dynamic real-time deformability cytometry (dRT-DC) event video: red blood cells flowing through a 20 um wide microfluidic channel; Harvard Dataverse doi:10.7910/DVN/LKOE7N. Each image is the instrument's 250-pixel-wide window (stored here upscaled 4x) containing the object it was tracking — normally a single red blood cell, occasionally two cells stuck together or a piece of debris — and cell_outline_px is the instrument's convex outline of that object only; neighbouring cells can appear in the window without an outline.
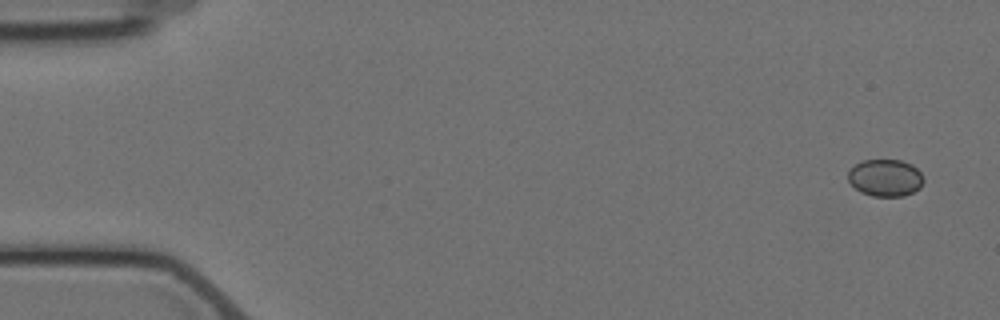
{"species": "Egyptian fruit bat (a non-hibernating species)", "species_latin": "Rousettus aegyptiacus", "temperature_condition": "cold", "stored_images_in_passage": 8, "camera_frame_rate_fps": 3000, "um_per_image_px": 0.085, "animal": {"sex": "female"}, "frame": {"image": 1, "passage_image": 1, "time_ms": 0.0, "image_size_px": [1000, 320], "cell_outline_px": [[924, 180], [920, 188], [904, 196], [872, 196], [860, 192], [848, 180], [848, 172], [856, 164], [864, 160], [900, 160], [912, 164], [924, 176]], "centroid_in_image_um": [75.28, 15.11], "position_along_channel_um": 9.7, "area_um2": 16.3}}
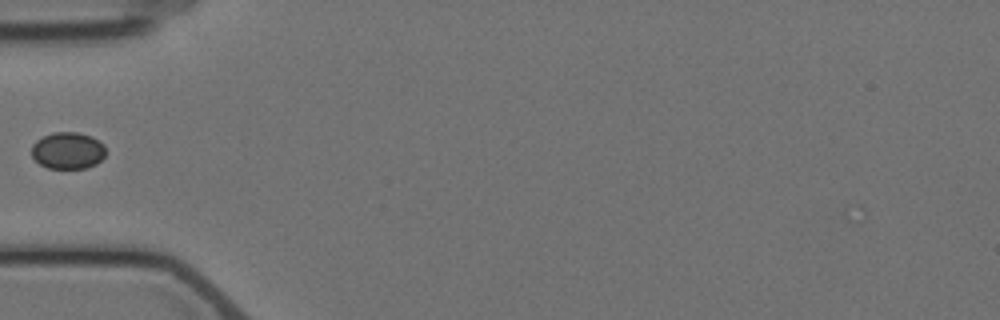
{"frame": {"image": 2, "passage_image": 5, "time_ms": 5.667, "image_size_px": [1000, 320], "cell_outline_px": [[104, 156], [96, 164], [84, 168], [48, 168], [40, 164], [32, 156], [32, 144], [36, 140], [52, 132], [76, 132], [92, 136], [104, 144]], "centroid_in_image_um": [5.75, 12.79], "position_along_channel_um": 79.2, "area_um2": 15.84}}
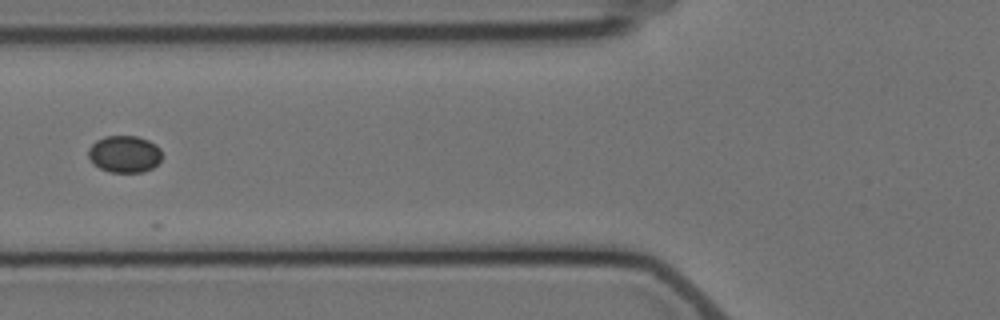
{"frame": {"image": 3, "passage_image": 6, "time_ms": 6.667, "image_size_px": [1000, 320], "cell_outline_px": [[160, 160], [152, 168], [144, 172], [108, 172], [92, 164], [88, 156], [88, 148], [96, 140], [104, 136], [136, 136], [148, 140], [156, 144], [160, 148]], "centroid_in_image_um": [10.55, 13.09], "position_along_channel_um": 115.3, "area_um2": 15.95}}